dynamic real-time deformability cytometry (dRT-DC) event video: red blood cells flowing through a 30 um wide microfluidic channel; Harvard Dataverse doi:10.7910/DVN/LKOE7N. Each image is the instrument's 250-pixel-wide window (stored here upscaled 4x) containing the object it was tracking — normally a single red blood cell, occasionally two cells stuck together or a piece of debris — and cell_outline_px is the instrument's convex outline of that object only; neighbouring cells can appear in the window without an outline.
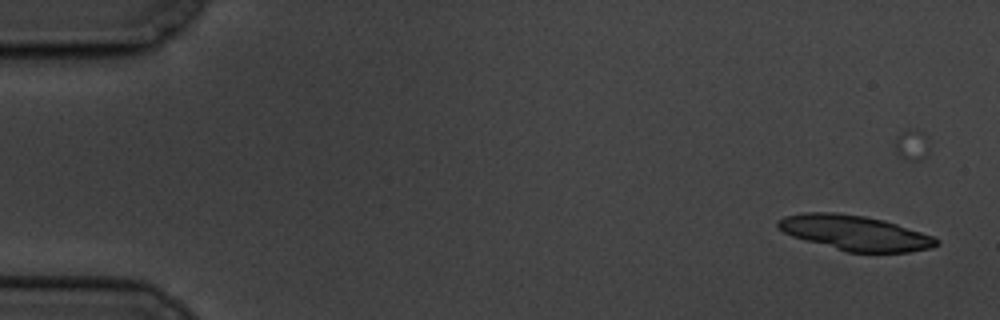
{"species": "common noctule bat (a hibernating species)", "species_latin": "Nyctalus noctula", "temperature_condition": "cold", "stored_images_in_passage": 9, "segment_of_instrument_passage": [1, 2], "camera_frame_rate_fps": 3000, "um_per_image_px": 0.085, "animal": {"sex": "male", "body_mass_g": 19.5, "forearm_length_mm": 54.6}, "frame": {"image": 1, "passage_image": 1, "time_ms": 0.0, "image_size_px": [1000, 320], "cell_outline_px": [[940, 244], [932, 248], [908, 252], [848, 252], [804, 240], [792, 236], [784, 232], [776, 224], [784, 216], [804, 212], [836, 212], [864, 216], [884, 220], [932, 236], [940, 240]], "centroid_in_image_um": [72.68, 19.79], "position_along_channel_um": 12.3, "area_um2": 32.08}}